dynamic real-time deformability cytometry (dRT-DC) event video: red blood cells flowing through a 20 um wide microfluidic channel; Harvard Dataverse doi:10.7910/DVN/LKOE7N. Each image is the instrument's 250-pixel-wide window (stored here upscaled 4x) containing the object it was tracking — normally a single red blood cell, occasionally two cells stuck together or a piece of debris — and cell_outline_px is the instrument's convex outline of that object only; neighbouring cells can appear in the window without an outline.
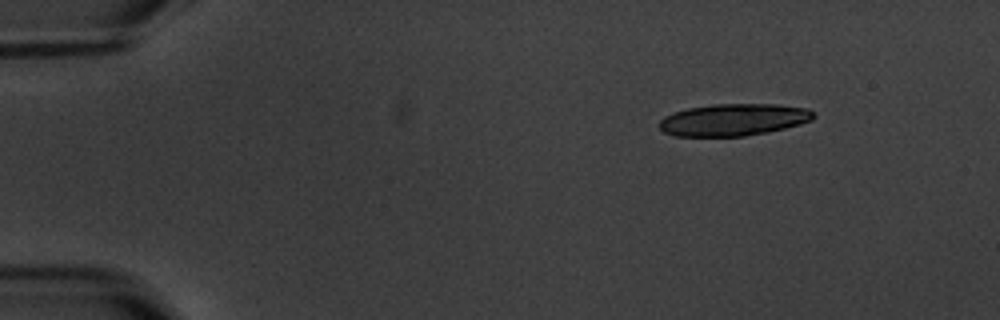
{"species": "common noctule bat (a hibernating species)", "species_latin": "Nyctalus noctula", "temperature_condition": "warm", "stored_images_in_passage": 4, "camera_frame_rate_fps": 3000, "um_per_image_px": 0.085, "animal": {"sex": "male", "body_mass_g": 20.1, "forearm_length_mm": 53.5}, "frame": {"image": 1, "passage_image": 1, "time_ms": 0.0, "image_size_px": [1000, 320], "cell_outline_px": [[816, 116], [812, 120], [800, 124], [768, 132], [744, 136], [676, 136], [664, 132], [660, 128], [660, 120], [664, 116], [672, 112], [688, 108], [712, 104], [776, 104], [808, 108]], "centroid_in_image_um": [62.35, 10.17], "position_along_channel_um": 22.7, "area_um2": 28.84}}